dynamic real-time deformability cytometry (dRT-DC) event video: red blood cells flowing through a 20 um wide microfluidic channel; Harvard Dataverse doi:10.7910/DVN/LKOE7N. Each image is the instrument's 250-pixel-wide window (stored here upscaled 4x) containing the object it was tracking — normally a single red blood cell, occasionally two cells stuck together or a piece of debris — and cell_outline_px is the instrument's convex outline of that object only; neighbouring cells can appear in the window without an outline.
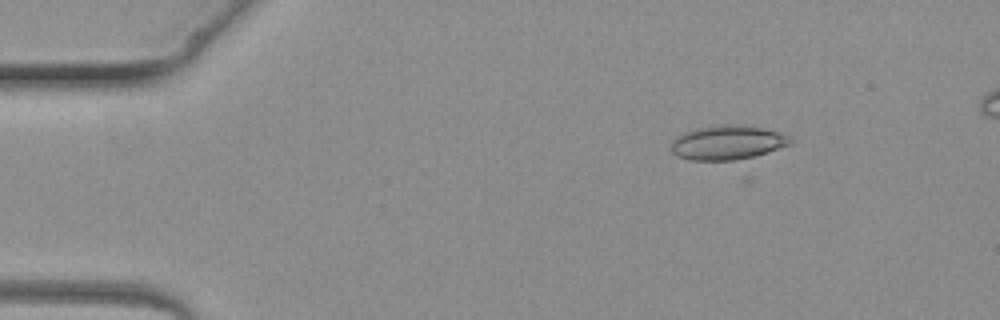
{"species": "common noctule bat (a hibernating species)", "species_latin": "Nyctalus noctula", "temperature_condition": "warm", "stored_images_in_passage": 4, "camera_frame_rate_fps": 3000, "um_per_image_px": 0.085, "animal": {"sex": "female", "body_mass_g": 19.3, "forearm_length_mm": 54.1}, "frame": {"image": 1, "passage_image": 2, "time_ms": 2.0, "image_size_px": [1000, 320], "cell_outline_px": [[792, 144], [748, 160], [692, 160], [676, 156], [672, 152], [672, 140], [676, 136], [684, 132], [696, 128], [764, 128], [780, 132], [788, 136], [792, 140]], "centroid_in_image_um": [61.87, 12.2], "position_along_channel_um": 23.1, "area_um2": 23.12}}